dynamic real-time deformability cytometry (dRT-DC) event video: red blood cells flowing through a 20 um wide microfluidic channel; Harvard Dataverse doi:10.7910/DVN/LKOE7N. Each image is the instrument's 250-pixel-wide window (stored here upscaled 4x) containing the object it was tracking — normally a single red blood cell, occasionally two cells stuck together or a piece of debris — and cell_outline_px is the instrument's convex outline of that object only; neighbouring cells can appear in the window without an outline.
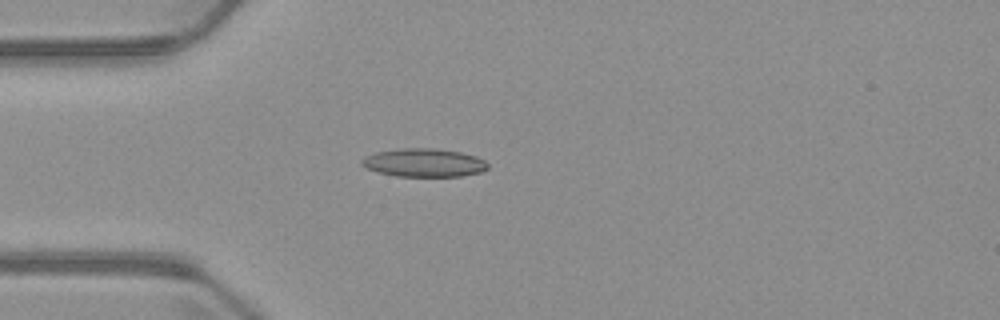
{"species": "common noctule bat (a hibernating species)", "species_latin": "Nyctalus noctula", "temperature_condition": "warm", "stored_images_in_passage": 3, "camera_frame_rate_fps": 3000, "um_per_image_px": 0.085, "animal": {"sex": "male", "body_mass_g": 23.1, "forearm_length_mm": 52.7}, "frame": {"image": 1, "passage_image": 3, "time_ms": 2.667, "image_size_px": [1000, 320], "cell_outline_px": [[488, 168], [480, 172], [460, 176], [396, 176], [380, 172], [368, 168], [360, 164], [360, 160], [364, 156], [376, 152], [400, 148], [436, 148], [460, 152], [476, 156], [484, 160], [488, 164]], "centroid_in_image_um": [36.03, 13.82], "position_along_channel_um": 49.0, "area_um2": 20.75}}